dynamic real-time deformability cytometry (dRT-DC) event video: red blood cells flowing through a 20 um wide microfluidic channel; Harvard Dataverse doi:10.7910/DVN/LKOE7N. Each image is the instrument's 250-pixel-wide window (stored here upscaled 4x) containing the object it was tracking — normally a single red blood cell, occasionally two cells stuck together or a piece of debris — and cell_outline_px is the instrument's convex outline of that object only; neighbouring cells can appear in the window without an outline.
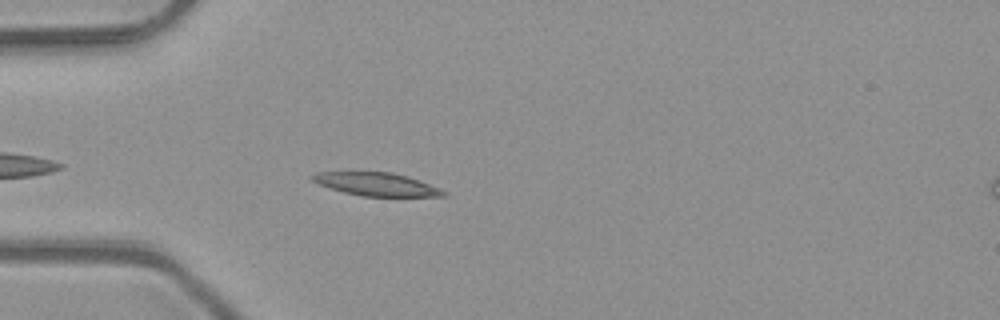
{"species": "common noctule bat (a hibernating species)", "species_latin": "Nyctalus noctula", "temperature_condition": "room temperature", "stored_images_in_passage": 31, "camera_frame_rate_fps": 3000, "um_per_image_px": 0.085, "animal": {"sex": "male", "body_mass_g": 23.1, "forearm_length_mm": 52.7}, "frame": {"image": 1, "passage_image": 4, "time_ms": 1.0, "image_size_px": [1000, 320], "cell_outline_px": [[448, 196], [360, 196], [344, 192], [320, 184], [312, 180], [308, 176], [316, 172], [392, 172], [408, 176], [440, 188], [448, 192]], "centroid_in_image_um": [32.03, 15.65], "position_along_channel_um": 53.0, "area_um2": 17.63}}
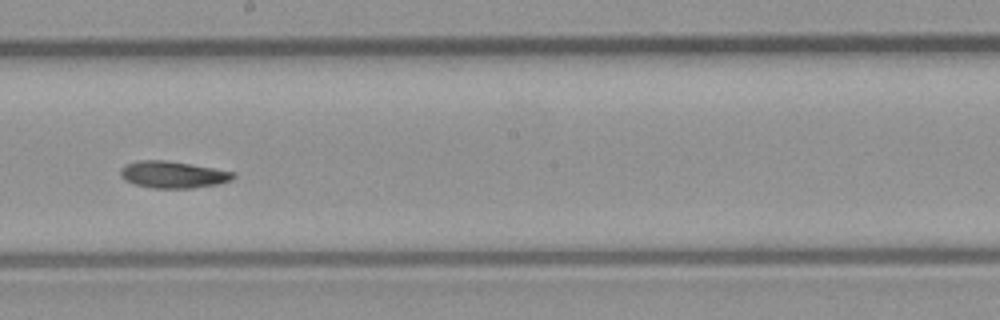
{"frame": {"image": 2, "passage_image": 18, "time_ms": 5.667, "image_size_px": [1000, 320], "cell_outline_px": [[236, 176], [232, 180], [216, 184], [192, 188], [152, 188], [136, 184], [124, 180], [120, 176], [120, 168], [124, 164], [140, 160], [168, 160], [192, 164], [236, 172]], "centroid_in_image_um": [14.7, 14.83], "position_along_channel_um": 233.5, "area_um2": 17.8}}
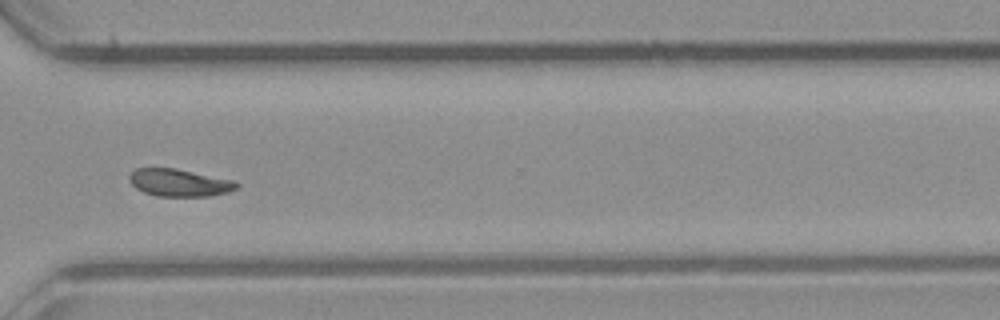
{"frame": {"image": 3, "passage_image": 27, "time_ms": 8.667, "image_size_px": [1000, 320], "cell_outline_px": [[240, 184], [236, 188], [228, 192], [208, 196], [156, 196], [144, 192], [136, 188], [128, 180], [128, 176], [136, 168], [176, 168], [236, 180]], "centroid_in_image_um": [15.26, 15.52], "position_along_channel_um": 355.3, "area_um2": 17.28}, "authors_computed_cell_mechanics": {"area_um2": 17.629, "velocity_mm_per_s": 4.074, "shape_relaxation_time_tau1_ms": 4.6845, "shape_relaxation_time_tau2_ms": null, "deformation_change_tau1": 0.1372, "deformation_change_tau2": null}}